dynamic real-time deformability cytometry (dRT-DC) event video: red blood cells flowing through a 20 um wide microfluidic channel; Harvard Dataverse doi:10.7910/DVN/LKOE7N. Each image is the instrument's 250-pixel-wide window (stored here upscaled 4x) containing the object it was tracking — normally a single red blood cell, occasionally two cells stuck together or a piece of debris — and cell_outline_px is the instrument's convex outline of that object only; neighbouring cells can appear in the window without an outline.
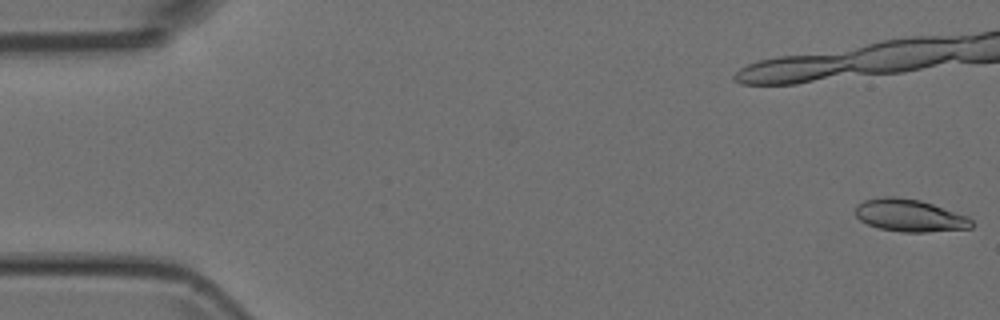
{"species": "Egyptian fruit bat (a non-hibernating species)", "species_latin": "Rousettus aegyptiacus", "temperature_condition": "room temperature", "stored_images_in_passage": 22, "camera_frame_rate_fps": 3000, "um_per_image_px": 0.085, "animal": {"sex": "female"}, "frame": {"image": 1, "passage_image": 1, "time_ms": 0.0, "image_size_px": [1000, 320], "cell_outline_px": [[972, 228], [928, 232], [900, 232], [880, 228], [868, 224], [860, 220], [856, 216], [856, 204], [864, 200], [884, 196], [896, 196], [920, 200], [968, 216], [972, 220]], "centroid_in_image_um": [77.31, 18.31], "position_along_channel_um": 7.7, "area_um2": 21.96}}